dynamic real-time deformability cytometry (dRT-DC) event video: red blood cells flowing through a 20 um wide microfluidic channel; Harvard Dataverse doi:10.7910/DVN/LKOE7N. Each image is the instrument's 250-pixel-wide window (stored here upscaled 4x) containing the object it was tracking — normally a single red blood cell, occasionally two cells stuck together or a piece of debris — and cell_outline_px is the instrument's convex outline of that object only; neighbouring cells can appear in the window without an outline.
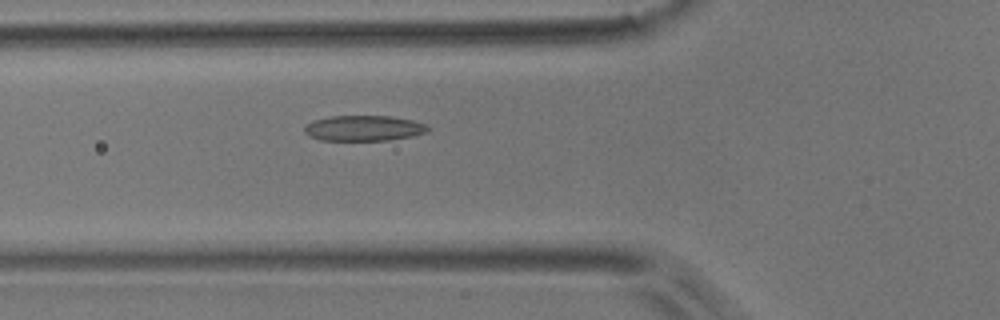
{"species": "common noctule bat (a hibernating species)", "species_latin": "Nyctalus noctula", "temperature_condition": "room temperature", "stored_images_in_passage": 2, "camera_frame_rate_fps": 3000, "um_per_image_px": 0.085, "animal": {"sex": "male", "body_mass_g": 17.9}, "frame": {"image": 1, "passage_image": 2, "time_ms": 1.0, "image_size_px": [1000, 320], "cell_outline_px": [[428, 132], [412, 136], [388, 140], [320, 140], [308, 136], [304, 132], [304, 128], [312, 120], [332, 116], [388, 116], [412, 120], [424, 124], [428, 128]], "centroid_in_image_um": [30.88, 10.9], "position_along_channel_um": 94.9, "area_um2": 18.21}}